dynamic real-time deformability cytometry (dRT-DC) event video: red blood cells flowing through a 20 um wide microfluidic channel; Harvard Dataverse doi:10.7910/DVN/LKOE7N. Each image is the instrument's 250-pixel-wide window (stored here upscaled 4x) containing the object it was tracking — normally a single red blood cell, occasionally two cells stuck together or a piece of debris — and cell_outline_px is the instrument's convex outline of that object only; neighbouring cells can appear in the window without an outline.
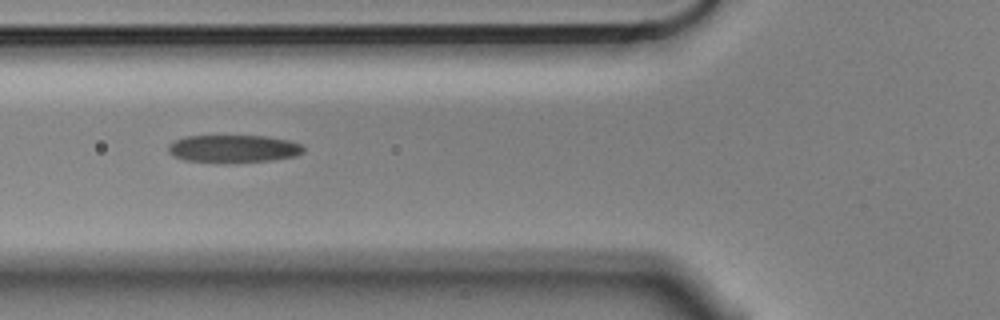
{"species": "Egyptian fruit bat (a non-hibernating species)", "species_latin": "Rousettus aegyptiacus", "temperature_condition": "cold", "stored_images_in_passage": 6, "camera_frame_rate_fps": 3000, "um_per_image_px": 0.085, "animal": {"sex": "male"}, "frame": {"image": 1, "passage_image": 5, "time_ms": 1.333, "image_size_px": [1000, 320], "cell_outline_px": [[304, 152], [296, 156], [272, 160], [184, 160], [172, 156], [168, 152], [168, 144], [184, 136], [264, 136], [288, 140], [300, 144], [304, 148]], "centroid_in_image_um": [19.84, 12.6], "position_along_channel_um": 106.0, "area_um2": 20.92}}
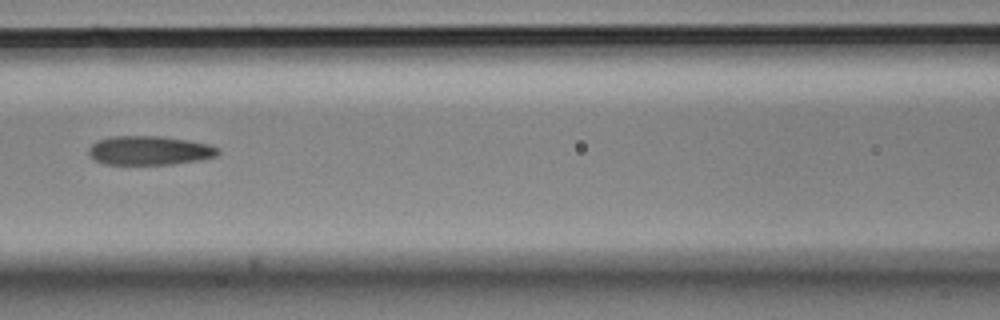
{"frame": {"image": 2, "passage_image": 6, "time_ms": 1.667, "image_size_px": [1000, 320], "cell_outline_px": [[220, 152], [216, 156], [200, 160], [172, 164], [104, 164], [96, 160], [88, 152], [88, 148], [92, 144], [100, 140], [112, 136], [160, 136], [188, 140], [208, 144], [220, 148]], "centroid_in_image_um": [12.74, 12.79], "position_along_channel_um": 153.9, "area_um2": 21.79}}